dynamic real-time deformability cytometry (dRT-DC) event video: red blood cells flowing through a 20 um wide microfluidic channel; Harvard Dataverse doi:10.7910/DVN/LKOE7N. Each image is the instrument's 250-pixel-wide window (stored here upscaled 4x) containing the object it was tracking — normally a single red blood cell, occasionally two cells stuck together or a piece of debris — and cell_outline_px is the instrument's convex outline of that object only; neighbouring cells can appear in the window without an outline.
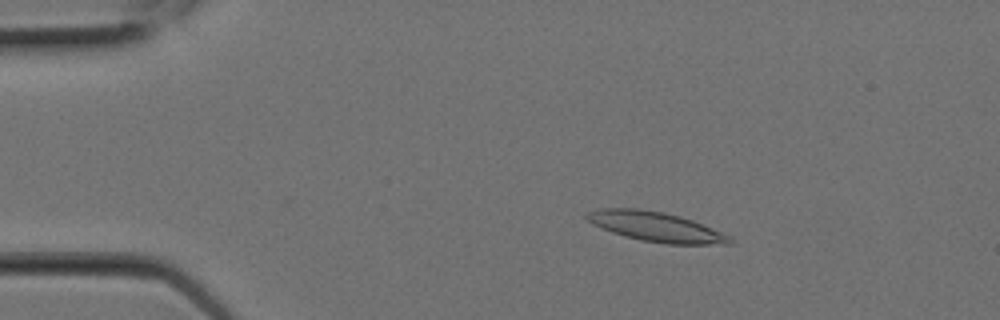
{"species": "Egyptian fruit bat (a non-hibernating species)", "species_latin": "Rousettus aegyptiacus", "temperature_condition": "room temperature", "stored_images_in_passage": 8, "camera_frame_rate_fps": 3000, "um_per_image_px": 0.085, "animal": {"sex": "female"}, "frame": {"image": 1, "passage_image": 3, "time_ms": 0.667, "image_size_px": [1000, 320], "cell_outline_px": [[736, 240], [732, 244], [668, 244], [640, 240], [624, 236], [612, 232], [592, 224], [584, 216], [588, 212], [600, 208], [640, 208], [664, 212], [680, 216], [692, 220], [732, 236]], "centroid_in_image_um": [55.78, 19.27], "position_along_channel_um": 29.2, "area_um2": 24.91}}
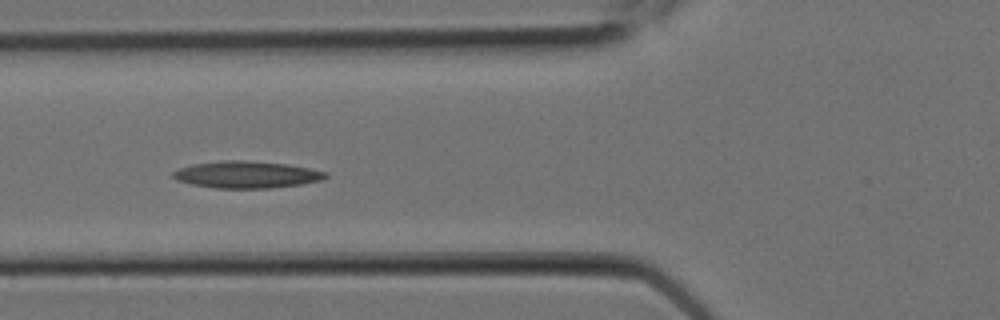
{"frame": {"image": 2, "passage_image": 7, "time_ms": 2.0, "image_size_px": [1000, 320], "cell_outline_px": [[328, 176], [320, 180], [300, 184], [268, 188], [216, 188], [192, 184], [176, 180], [172, 176], [172, 172], [180, 168], [192, 164], [224, 160], [244, 160], [288, 164], [328, 172]], "centroid_in_image_um": [20.94, 14.83], "position_along_channel_um": 104.9, "area_um2": 23.81}}
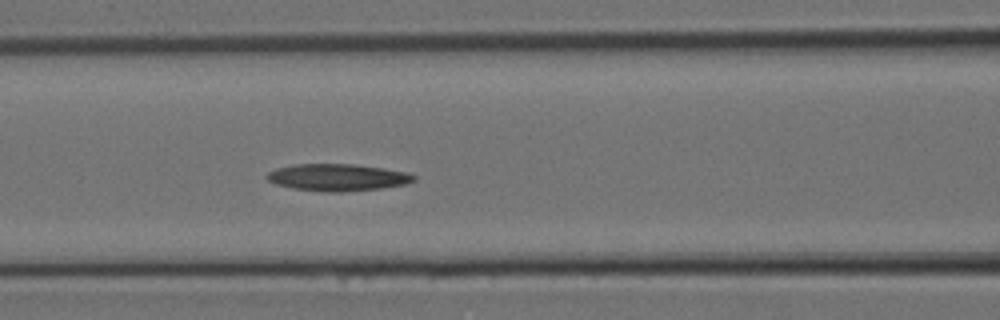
{"frame": {"image": 3, "passage_image": 8, "time_ms": 2.333, "image_size_px": [1000, 320], "cell_outline_px": [[416, 180], [404, 184], [380, 188], [340, 192], [324, 192], [292, 188], [276, 184], [268, 180], [264, 176], [268, 172], [276, 168], [292, 164], [352, 164], [384, 168], [408, 172], [416, 176]], "centroid_in_image_um": [28.67, 15.07], "position_along_channel_um": 137.9, "area_um2": 23.18}}